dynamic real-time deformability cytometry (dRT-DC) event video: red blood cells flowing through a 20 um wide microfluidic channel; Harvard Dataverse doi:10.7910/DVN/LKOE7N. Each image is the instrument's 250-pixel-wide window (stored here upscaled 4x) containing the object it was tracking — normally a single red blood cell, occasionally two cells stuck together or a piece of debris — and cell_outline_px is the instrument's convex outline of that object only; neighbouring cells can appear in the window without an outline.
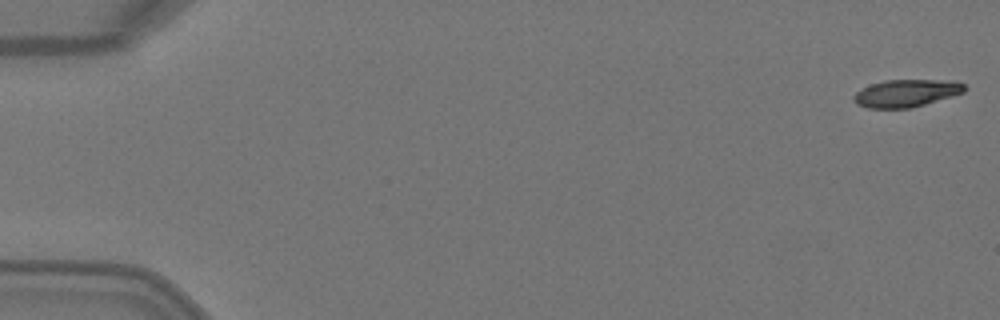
{"species": "Egyptian fruit bat (a non-hibernating species)", "species_latin": "Rousettus aegyptiacus", "temperature_condition": "warm", "stored_images_in_passage": 5, "camera_frame_rate_fps": 3000, "um_per_image_px": 0.085, "animal": {"sex": "female"}, "frame": {"image": 1, "passage_image": 1, "time_ms": 0.0, "image_size_px": [1000, 320], "cell_outline_px": [[968, 88], [964, 92], [952, 96], [912, 108], [868, 108], [856, 104], [852, 96], [856, 92], [872, 84], [884, 80], [956, 80], [964, 84]], "centroid_in_image_um": [77.07, 7.92], "position_along_channel_um": 7.9, "area_um2": 17.8}}
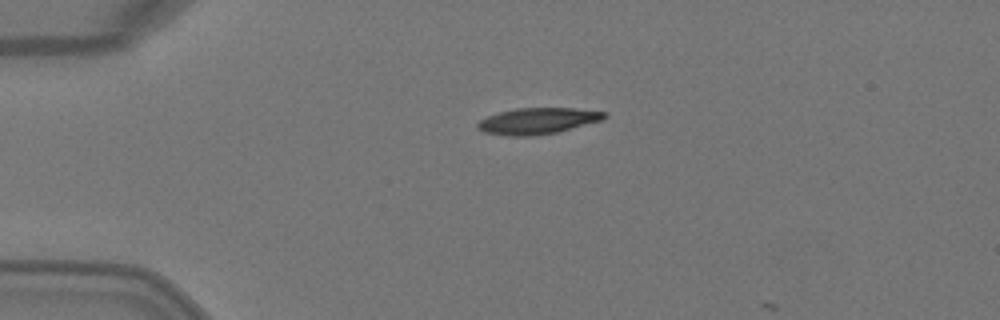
{"frame": {"image": 2, "passage_image": 4, "time_ms": 1.0, "image_size_px": [1000, 320], "cell_outline_px": [[608, 116], [604, 120], [556, 132], [536, 136], [508, 136], [484, 132], [476, 128], [476, 124], [480, 120], [488, 116], [500, 112], [516, 108], [576, 108], [608, 112]], "centroid_in_image_um": [45.73, 10.28], "position_along_channel_um": 39.3, "area_um2": 19.54}}